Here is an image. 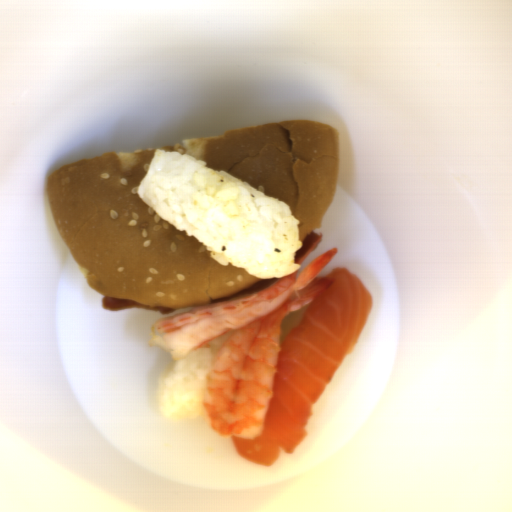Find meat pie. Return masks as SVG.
Returning <instances> with one entry per match:
<instances>
[{"label": "meat pie", "mask_w": 512, "mask_h": 512, "mask_svg": "<svg viewBox=\"0 0 512 512\" xmlns=\"http://www.w3.org/2000/svg\"><path fill=\"white\" fill-rule=\"evenodd\" d=\"M102 307L108 310L118 309H133V308H145L155 311L157 313H170L175 312L177 308H158L149 307L129 298H118V297H107L104 294L101 296Z\"/></svg>", "instance_id": "meat-pie-1"}]
</instances>
